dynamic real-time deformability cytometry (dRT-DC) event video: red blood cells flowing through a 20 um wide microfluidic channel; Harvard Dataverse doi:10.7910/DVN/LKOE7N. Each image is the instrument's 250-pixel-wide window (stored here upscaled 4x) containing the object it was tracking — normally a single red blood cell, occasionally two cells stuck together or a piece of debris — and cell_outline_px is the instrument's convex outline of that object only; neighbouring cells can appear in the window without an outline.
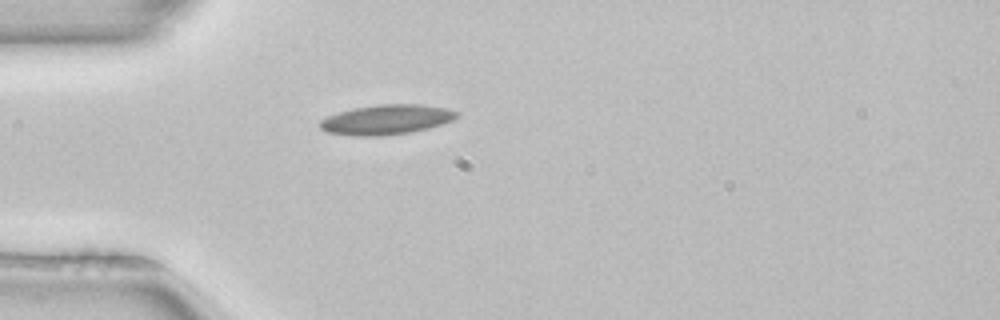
{"species": "common noctule bat (a hibernating species)", "species_latin": "Nyctalus noctula", "temperature_condition": "room temperature", "stored_images_in_passage": 1, "camera_frame_rate_fps": 3000, "um_per_image_px": 0.085, "animal": {"sex": "female", "body_mass_g": 22.7, "forearm_length_mm": 54.2}, "frame": {"image": 1, "passage_image": 1, "time_ms": 0.0, "image_size_px": [1000, 320], "cell_outline_px": [[460, 116], [452, 120], [428, 128], [412, 132], [380, 136], [352, 136], [328, 132], [320, 128], [320, 120], [328, 116], [352, 108], [380, 104], [420, 104], [448, 108], [460, 112]], "centroid_in_image_um": [32.88, 10.16], "position_along_channel_um": 52.1, "area_um2": 23.87}}